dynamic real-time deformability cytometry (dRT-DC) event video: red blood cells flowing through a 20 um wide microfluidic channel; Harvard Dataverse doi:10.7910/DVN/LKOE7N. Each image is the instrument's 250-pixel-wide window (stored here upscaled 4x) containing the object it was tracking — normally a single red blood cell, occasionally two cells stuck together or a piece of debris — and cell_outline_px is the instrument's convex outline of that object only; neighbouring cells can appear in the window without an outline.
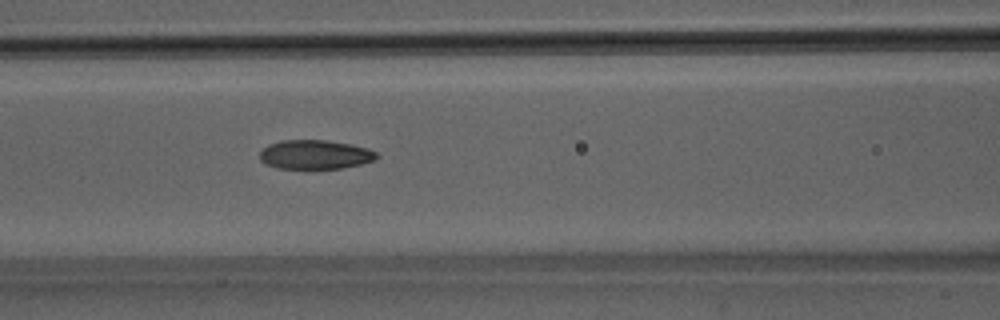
{"species": "Egyptian fruit bat (a non-hibernating species)", "species_latin": "Rousettus aegyptiacus", "temperature_condition": "room temperature", "stored_images_in_passage": 50, "camera_frame_rate_fps": 3000, "um_per_image_px": 0.085, "animal": {"sex": "male"}, "frame": {"image": 1, "passage_image": 22, "time_ms": 7.0, "image_size_px": [1000, 320], "cell_outline_px": [[380, 156], [376, 160], [360, 164], [340, 168], [304, 172], [276, 168], [264, 164], [260, 160], [260, 152], [268, 144], [280, 140], [328, 140], [352, 144], [368, 148], [376, 152]], "centroid_in_image_um": [26.76, 13.18], "position_along_channel_um": 139.8, "area_um2": 20.92}}
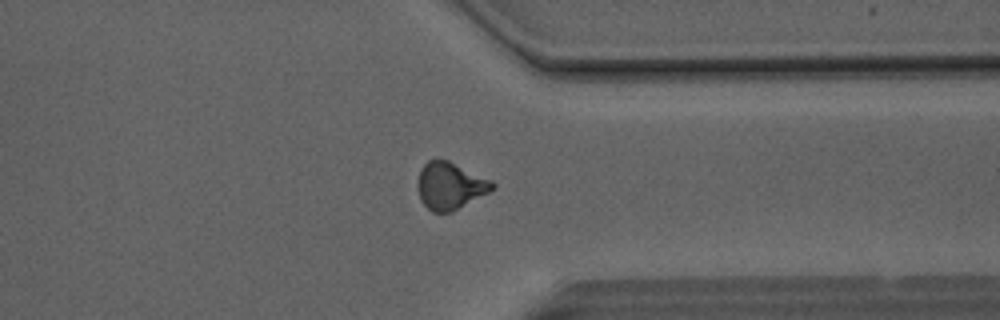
{"frame": {"image": 2, "passage_image": 39, "time_ms": 12.667, "image_size_px": [1000, 320], "cell_outline_px": [[496, 188], [452, 212], [432, 212], [420, 200], [416, 188], [416, 184], [420, 168], [428, 160], [436, 156], [448, 160], [492, 180], [496, 184]], "centroid_in_image_um": [38.22, 15.76], "position_along_channel_um": 373.2, "area_um2": 20.98}}
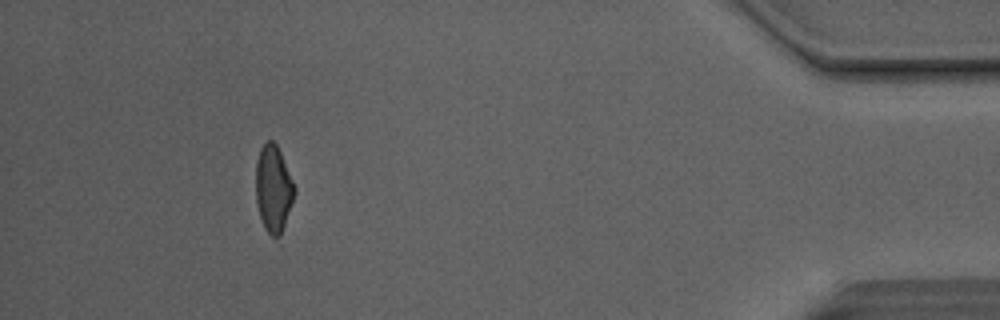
{"frame": {"image": 3, "passage_image": 46, "time_ms": 15.0, "image_size_px": [1000, 320], "cell_outline_px": [[296, 192], [280, 244], [264, 228], [260, 216], [256, 200], [256, 160], [260, 148], [268, 140], [272, 140], [276, 144], [280, 152], [296, 188]], "centroid_in_image_um": [23.26, 16.14], "position_along_channel_um": 411.9, "area_um2": 20.06}, "authors_computed_cell_mechanics": {"area_um2": 20.5768, "velocity_mm_per_s": 4.1643, "shape_relaxation_time_tau1_ms": 7.6723, "shape_relaxation_time_tau2_ms": 1.9495, "deformation_change_tau1": 0.1855, "deformation_change_tau2": 0.0866}}